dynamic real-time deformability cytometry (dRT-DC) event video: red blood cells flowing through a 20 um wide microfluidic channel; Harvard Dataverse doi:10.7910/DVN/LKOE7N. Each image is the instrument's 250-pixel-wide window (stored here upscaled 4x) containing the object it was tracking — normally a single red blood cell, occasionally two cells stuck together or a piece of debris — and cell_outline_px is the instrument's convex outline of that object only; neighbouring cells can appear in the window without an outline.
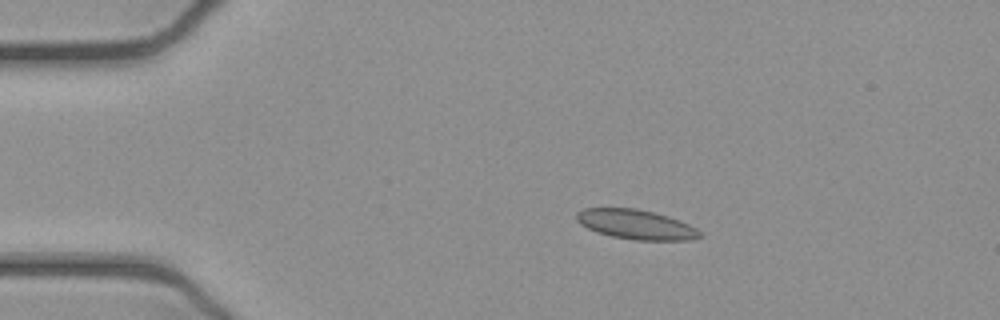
{"species": "common noctule bat (a hibernating species)", "species_latin": "Nyctalus noctula", "temperature_condition": "cold", "stored_images_in_passage": 44, "camera_frame_rate_fps": 3000, "um_per_image_px": 0.085, "animal": {"sex": "female", "body_mass_g": 21.9}, "frame": {"image": 1, "passage_image": 1, "time_ms": 0.0, "image_size_px": [1000, 320], "cell_outline_px": [[704, 236], [688, 240], [632, 240], [612, 236], [596, 232], [580, 224], [576, 220], [576, 212], [584, 208], [636, 208], [668, 216], [680, 220], [696, 228]], "centroid_in_image_um": [54.05, 19.08], "position_along_channel_um": 31.0, "area_um2": 21.33}}
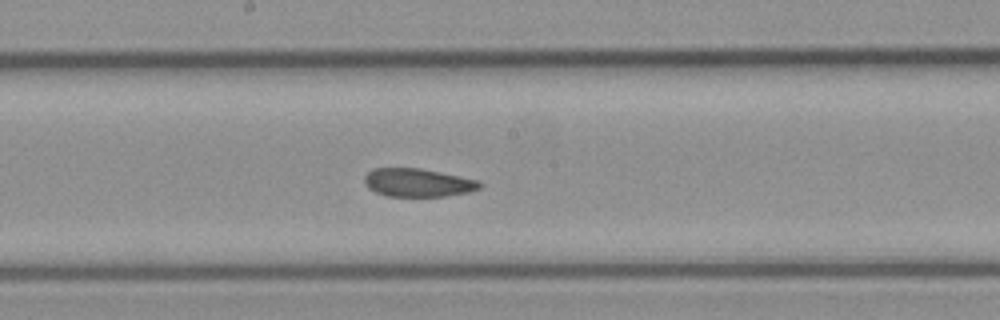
{"frame": {"image": 2, "passage_image": 19, "time_ms": 6.0, "image_size_px": [1000, 320], "cell_outline_px": [[484, 184], [480, 188], [468, 192], [444, 196], [384, 196], [368, 188], [364, 180], [364, 176], [372, 168], [420, 168], [480, 180]], "centroid_in_image_um": [35.52, 15.52], "position_along_channel_um": 212.7, "area_um2": 19.07}}
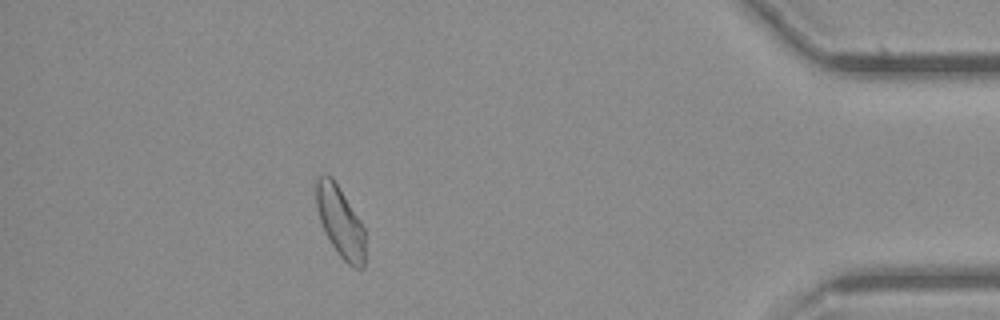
{"frame": {"image": 3, "passage_image": 38, "time_ms": 12.333, "image_size_px": [1000, 320], "cell_outline_px": [[364, 268], [352, 268], [336, 252], [324, 232], [316, 208], [316, 176], [320, 172], [324, 172], [332, 176], [360, 220], [364, 228]], "centroid_in_image_um": [28.89, 18.81], "position_along_channel_um": 406.3, "area_um2": 20.4}, "authors_computed_cell_mechanics": {"area_um2": 20.4901, "velocity_mm_per_s": 3.8747, "shape_relaxation_time_tau1_ms": null, "shape_relaxation_time_tau2_ms": 3.3216, "deformation_change_tau1": null, "deformation_change_tau2": 0.0454}}